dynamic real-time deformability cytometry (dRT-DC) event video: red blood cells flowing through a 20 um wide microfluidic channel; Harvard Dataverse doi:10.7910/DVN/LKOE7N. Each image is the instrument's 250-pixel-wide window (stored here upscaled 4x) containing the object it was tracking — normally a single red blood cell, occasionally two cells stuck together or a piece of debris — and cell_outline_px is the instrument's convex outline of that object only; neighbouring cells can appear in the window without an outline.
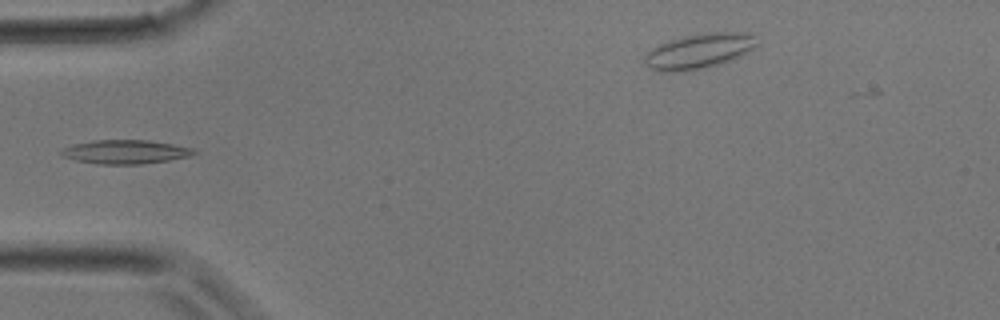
{"species": "common noctule bat (a hibernating species)", "species_latin": "Nyctalus noctula", "temperature_condition": "room temperature", "stored_images_in_passage": 25, "camera_frame_rate_fps": 3000, "um_per_image_px": 0.085, "animal": {"sex": "male", "body_mass_g": 17.9}, "frame": {"image": 1, "passage_image": 5, "time_ms": 1.333, "image_size_px": [1000, 320], "cell_outline_px": [[196, 152], [188, 156], [168, 160], [140, 164], [100, 164], [76, 160], [60, 156], [60, 152], [64, 148], [72, 144], [92, 140], [148, 140], [172, 144], [192, 148]], "centroid_in_image_um": [10.59, 12.9], "position_along_channel_um": 74.4, "area_um2": 18.26}}
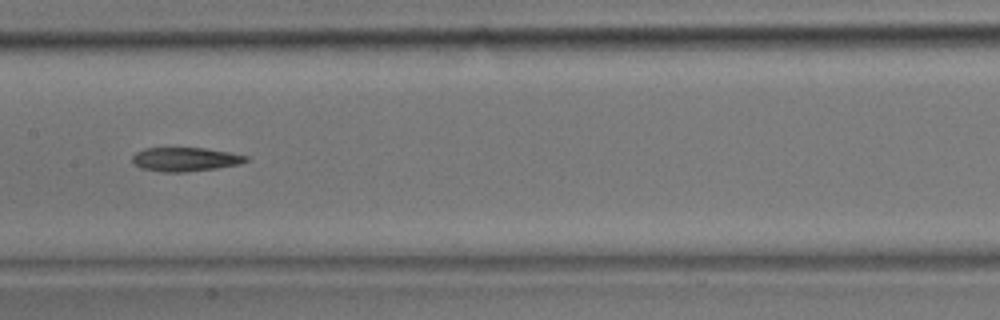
{"frame": {"image": 2, "passage_image": 11, "time_ms": 3.333, "image_size_px": [1000, 320], "cell_outline_px": [[248, 160], [236, 164], [216, 168], [184, 172], [164, 172], [140, 168], [132, 164], [132, 156], [136, 152], [144, 148], [204, 148], [228, 152], [248, 156]], "centroid_in_image_um": [15.67, 13.54], "position_along_channel_um": 191.7, "area_um2": 15.72}}
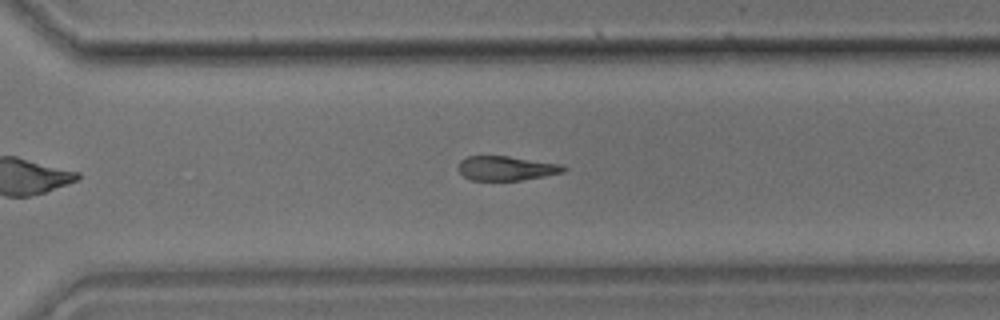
{"frame": {"image": 3, "passage_image": 18, "time_ms": 5.667, "image_size_px": [1000, 320], "cell_outline_px": [[568, 168], [564, 172], [544, 176], [520, 180], [472, 180], [464, 176], [460, 172], [460, 160], [468, 156], [508, 156], [560, 164]], "centroid_in_image_um": [43.06, 14.3], "position_along_channel_um": 327.5, "area_um2": 14.74}}